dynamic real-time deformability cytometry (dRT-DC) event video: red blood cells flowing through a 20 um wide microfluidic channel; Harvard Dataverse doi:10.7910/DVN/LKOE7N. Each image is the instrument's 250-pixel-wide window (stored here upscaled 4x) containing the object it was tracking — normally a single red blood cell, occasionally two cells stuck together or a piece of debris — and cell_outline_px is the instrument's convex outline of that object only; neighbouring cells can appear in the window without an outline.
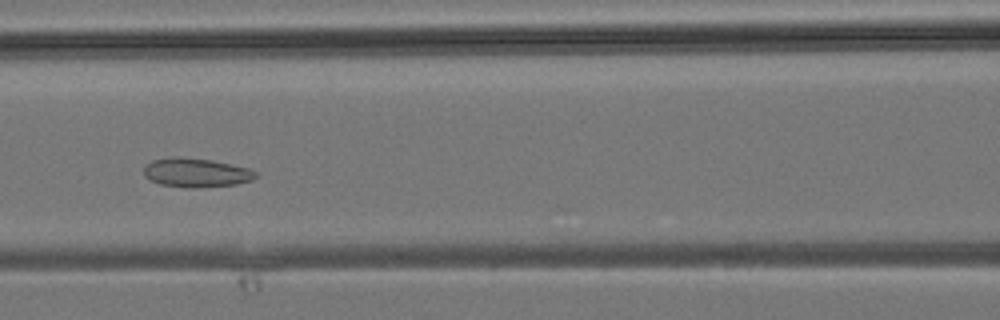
{"species": "common noctule bat (a hibernating species)", "species_latin": "Nyctalus noctula", "temperature_condition": "room temperature", "stored_images_in_passage": 31, "camera_frame_rate_fps": 3000, "um_per_image_px": 0.085, "animal": {"sex": "male", "body_mass_g": 19.2, "forearm_length_mm": 51.8}, "frame": {"image": 1, "passage_image": 11, "time_ms": 3.333, "image_size_px": [1000, 320], "cell_outline_px": [[256, 176], [252, 180], [236, 184], [196, 188], [192, 188], [160, 184], [144, 176], [144, 168], [152, 160], [172, 156], [176, 156], [212, 160], [248, 168], [256, 172]], "centroid_in_image_um": [16.66, 14.67], "position_along_channel_um": 149.9, "area_um2": 18.79}}
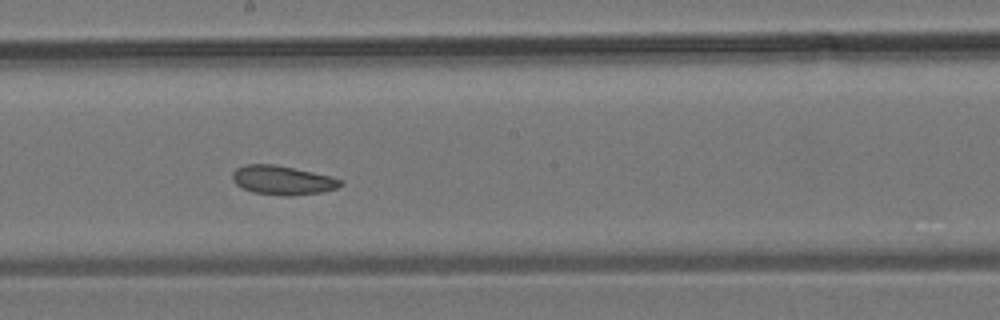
{"frame": {"image": 2, "passage_image": 15, "time_ms": 4.667, "image_size_px": [1000, 320], "cell_outline_px": [[344, 184], [336, 188], [320, 192], [292, 196], [284, 196], [252, 192], [236, 184], [232, 180], [232, 172], [236, 168], [244, 164], [276, 164], [312, 172], [344, 180]], "centroid_in_image_um": [23.99, 15.31], "position_along_channel_um": 224.2, "area_um2": 18.32}}
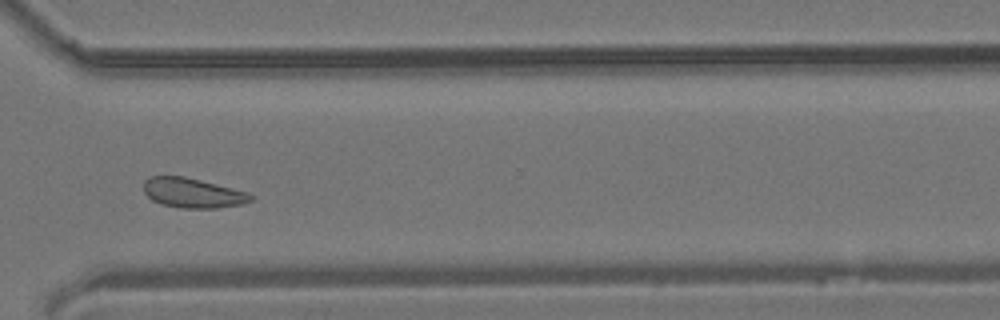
{"frame": {"image": 3, "passage_image": 22, "time_ms": 7.0, "image_size_px": [1000, 320], "cell_outline_px": [[252, 200], [240, 204], [216, 208], [180, 208], [160, 204], [152, 200], [144, 192], [144, 180], [148, 176], [184, 176], [248, 192], [252, 196]], "centroid_in_image_um": [16.33, 16.4], "position_along_channel_um": 354.3, "area_um2": 18.5}}